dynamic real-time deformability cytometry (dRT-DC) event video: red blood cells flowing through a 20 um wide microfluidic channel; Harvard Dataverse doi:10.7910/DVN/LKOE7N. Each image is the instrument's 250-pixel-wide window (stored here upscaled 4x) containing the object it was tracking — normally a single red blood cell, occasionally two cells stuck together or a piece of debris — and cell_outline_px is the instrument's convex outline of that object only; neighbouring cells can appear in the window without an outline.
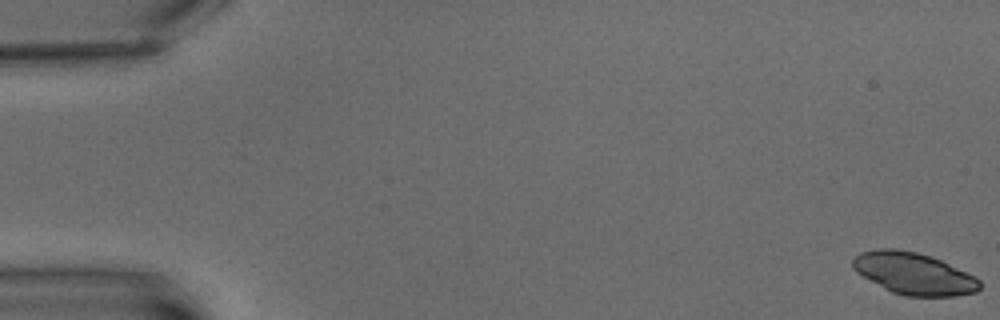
{"species": "common noctule bat (a hibernating species)", "species_latin": "Nyctalus noctula", "temperature_condition": "warm", "stored_images_in_passage": 8, "camera_frame_rate_fps": 3000, "um_per_image_px": 0.085, "animal": {"sex": "male", "body_mass_g": 15.6}, "frame": {"image": 1, "passage_image": 1, "time_ms": 0.0, "image_size_px": [1000, 320], "cell_outline_px": [[980, 288], [976, 292], [956, 296], [904, 296], [892, 292], [884, 288], [856, 272], [852, 268], [852, 260], [860, 252], [880, 248], [892, 248], [916, 252], [940, 260], [980, 280]], "centroid_in_image_um": [77.63, 23.26], "position_along_channel_um": 7.4, "area_um2": 30.58}}